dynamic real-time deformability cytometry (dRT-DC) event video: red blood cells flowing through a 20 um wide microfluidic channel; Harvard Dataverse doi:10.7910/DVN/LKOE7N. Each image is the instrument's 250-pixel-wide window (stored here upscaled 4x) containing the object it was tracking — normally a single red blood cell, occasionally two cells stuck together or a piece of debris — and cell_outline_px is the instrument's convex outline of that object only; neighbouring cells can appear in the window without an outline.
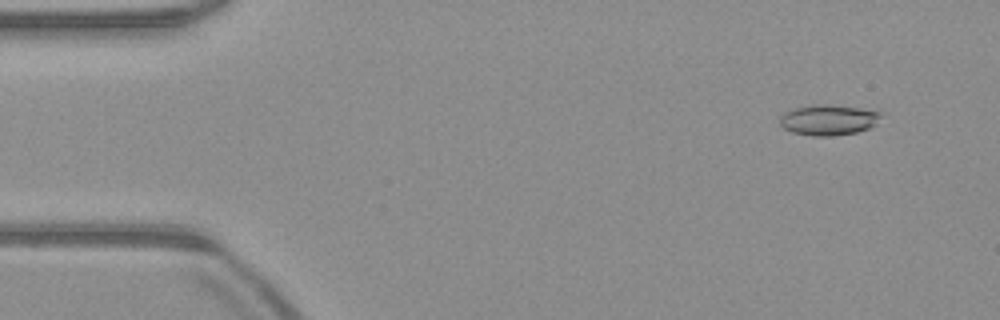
{"species": "common noctule bat (a hibernating species)", "species_latin": "Nyctalus noctula", "temperature_condition": "warm", "stored_images_in_passage": 51, "camera_frame_rate_fps": 3000, "um_per_image_px": 0.085, "animal": {"sex": "male", "body_mass_g": 23.1, "forearm_length_mm": 52.7}, "frame": {"image": 1, "passage_image": 4, "time_ms": 1.0, "image_size_px": [1000, 320], "cell_outline_px": [[880, 116], [876, 124], [868, 128], [856, 132], [832, 136], [812, 136], [792, 132], [784, 128], [780, 124], [780, 116], [784, 112], [792, 108], [812, 104], [828, 104], [860, 108], [880, 112]], "centroid_in_image_um": [70.37, 10.18], "position_along_channel_um": 14.6, "area_um2": 18.03}}
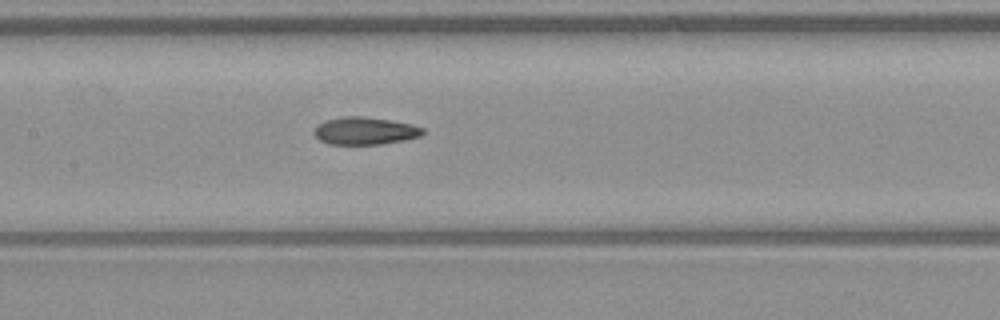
{"frame": {"image": 2, "passage_image": 24, "time_ms": 7.667, "image_size_px": [1000, 320], "cell_outline_px": [[424, 132], [420, 136], [404, 140], [384, 144], [328, 144], [320, 140], [312, 132], [316, 124], [324, 120], [344, 116], [364, 116], [412, 124], [424, 128]], "centroid_in_image_um": [30.98, 11.12], "position_along_channel_um": 176.4, "area_um2": 17.57}}
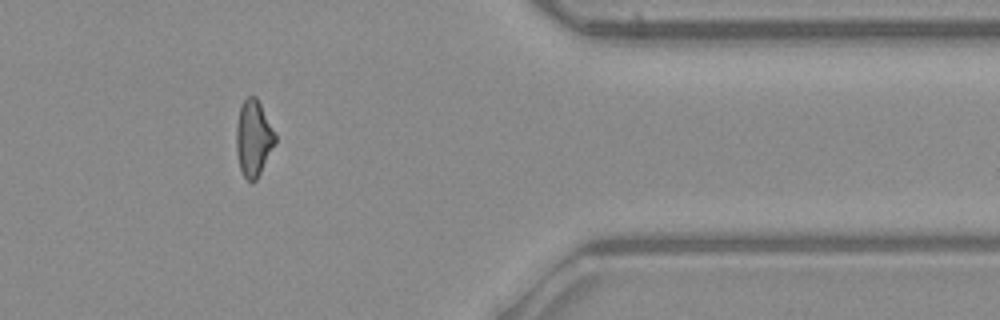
{"frame": {"image": 3, "passage_image": 42, "time_ms": 13.667, "image_size_px": [1000, 320], "cell_outline_px": [[276, 144], [256, 180], [252, 184], [244, 176], [240, 168], [236, 152], [236, 124], [240, 104], [248, 96], [256, 96], [276, 136]], "centroid_in_image_um": [21.53, 11.76], "position_along_channel_um": 389.9, "area_um2": 17.28}, "authors_computed_cell_mechanics": {"area_um2": 17.629, "velocity_mm_per_s": 3.9888, "shape_relaxation_time_tau1_ms": null, "shape_relaxation_time_tau2_ms": 4.1836, "deformation_change_tau1": null, "deformation_change_tau2": 0.1243}}